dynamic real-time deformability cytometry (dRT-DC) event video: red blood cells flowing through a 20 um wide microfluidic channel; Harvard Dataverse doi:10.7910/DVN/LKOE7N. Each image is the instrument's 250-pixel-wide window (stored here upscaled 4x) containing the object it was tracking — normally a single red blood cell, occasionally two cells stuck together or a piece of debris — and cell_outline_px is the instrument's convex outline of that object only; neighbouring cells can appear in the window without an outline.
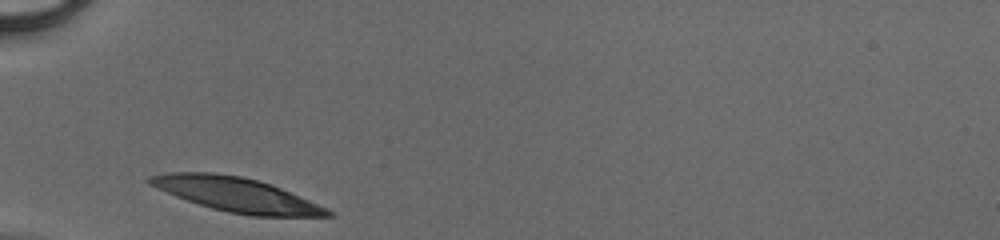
{"species": "human", "species_latin": "Homo sapiens", "temperature_condition": "cold", "stored_images_in_passage": 4, "camera_frame_rate_fps": 3000, "um_per_image_px": 0.085, "donor": {"sex": "male"}, "frame": {"image": 1, "passage_image": 1, "time_ms": 0.0, "image_size_px": [1000, 240], "cell_outline_px": [[332, 216], [252, 216], [228, 212], [212, 208], [176, 196], [148, 184], [144, 180], [148, 176], [168, 172], [212, 172], [240, 176], [260, 180], [280, 188], [308, 200], [332, 212]], "centroid_in_image_um": [20.01, 16.52], "position_along_channel_um": 65.0, "area_um2": 35.03}}
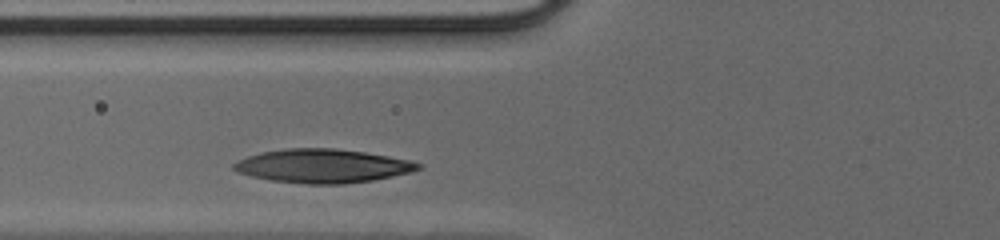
{"frame": {"image": 2, "passage_image": 4, "time_ms": 1.0, "image_size_px": [1000, 240], "cell_outline_px": [[420, 168], [408, 172], [392, 176], [372, 180], [344, 184], [304, 184], [272, 180], [252, 176], [236, 172], [232, 168], [232, 164], [248, 156], [260, 152], [288, 148], [332, 148], [364, 152], [388, 156], [408, 160], [420, 164]], "centroid_in_image_um": [27.37, 14.11], "position_along_channel_um": 98.4, "area_um2": 35.89}}